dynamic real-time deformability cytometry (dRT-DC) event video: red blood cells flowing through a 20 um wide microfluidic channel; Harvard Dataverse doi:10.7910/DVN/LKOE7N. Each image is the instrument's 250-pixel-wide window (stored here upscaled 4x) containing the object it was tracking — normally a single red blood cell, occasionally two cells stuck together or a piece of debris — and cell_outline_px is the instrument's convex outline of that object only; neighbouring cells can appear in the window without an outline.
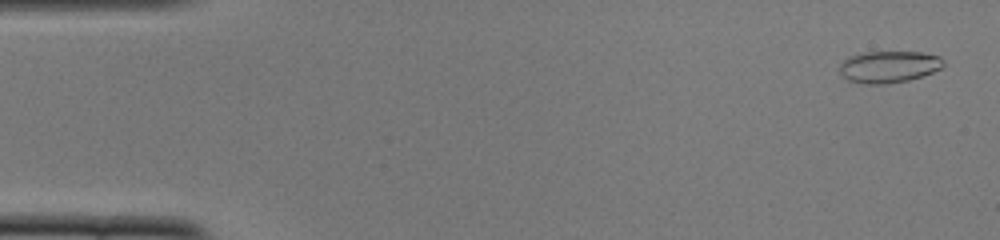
{"species": "common noctule bat (a hibernating species)", "species_latin": "Nyctalus noctula", "temperature_condition": "cold", "stored_images_in_passage": 51, "camera_frame_rate_fps": 3000, "um_per_image_px": 0.085, "animal": {"sex": "female", "body_mass_g": 22.0, "forearm_length_mm": 56.7}, "frame": {"image": 1, "passage_image": 2, "time_ms": 0.333, "image_size_px": [1000, 240], "cell_outline_px": [[944, 64], [940, 68], [932, 72], [908, 80], [888, 84], [860, 84], [848, 80], [840, 72], [840, 64], [848, 56], [864, 52], [920, 52], [940, 56], [944, 60]], "centroid_in_image_um": [75.53, 5.67], "position_along_channel_um": 9.5, "area_um2": 19.25}}
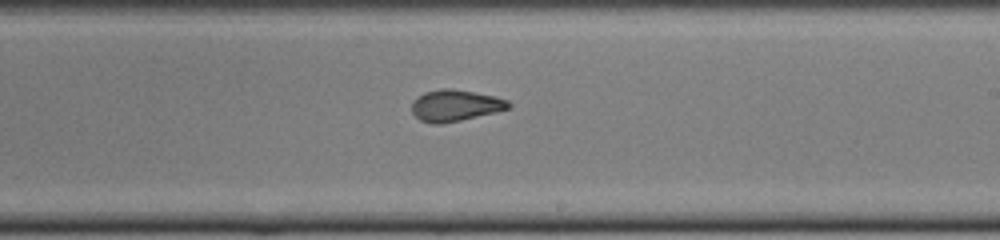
{"frame": {"image": 2, "passage_image": 30, "time_ms": 9.667, "image_size_px": [1000, 240], "cell_outline_px": [[512, 104], [508, 108], [496, 112], [460, 120], [440, 124], [432, 124], [420, 120], [412, 112], [412, 100], [416, 96], [424, 92], [440, 88], [452, 88], [496, 96], [508, 100]], "centroid_in_image_um": [38.67, 8.95], "position_along_channel_um": 250.3, "area_um2": 17.86}}
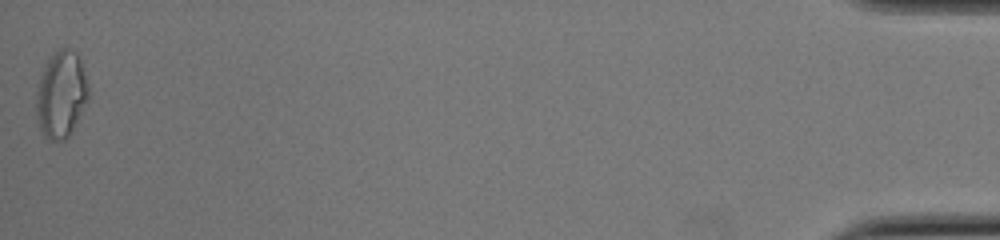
{"frame": {"image": 3, "passage_image": 51, "time_ms": 16.667, "image_size_px": [1000, 240], "cell_outline_px": [[88, 100], [72, 132], [64, 140], [48, 140], [44, 136], [40, 128], [36, 116], [36, 92], [40, 76], [44, 64], [60, 48], [68, 48], [76, 52], [80, 60], [88, 84]], "centroid_in_image_um": [5.19, 8.05], "position_along_channel_um": 430.0, "area_um2": 26.41}, "authors_computed_cell_mechanics": {"area_um2": 18.4382, "velocity_mm_per_s": 3.9192, "shape_relaxation_time_tau1_ms": 8.9915, "shape_relaxation_time_tau2_ms": 1.8325, "deformation_change_tau1": 0.2418, "deformation_change_tau2": 0.0833}}